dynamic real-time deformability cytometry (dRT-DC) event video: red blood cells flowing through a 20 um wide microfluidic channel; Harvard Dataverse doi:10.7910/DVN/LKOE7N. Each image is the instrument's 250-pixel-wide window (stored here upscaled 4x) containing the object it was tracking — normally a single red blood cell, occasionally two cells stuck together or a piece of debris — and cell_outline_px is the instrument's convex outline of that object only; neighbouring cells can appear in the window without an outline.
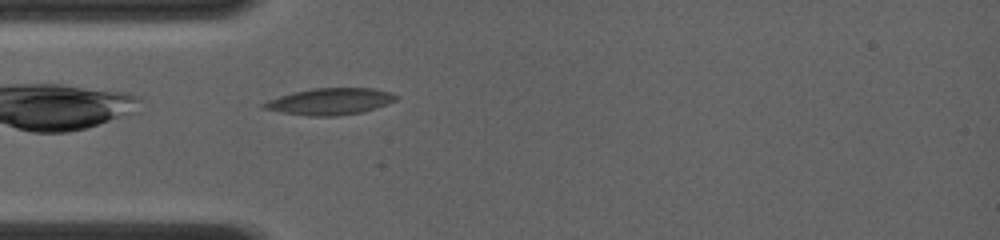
{"species": "common noctule bat (a hibernating species)", "species_latin": "Nyctalus noctula", "temperature_condition": "room temperature", "stored_images_in_passage": 14, "camera_frame_rate_fps": 4000, "um_per_image_px": 0.085, "animal": {"sex": "female", "body_mass_g": 19.0, "forearm_length_mm": 56.7}, "frame": {"image": 1, "passage_image": 3, "time_ms": 0.5, "image_size_px": [1000, 240], "cell_outline_px": [[400, 96], [396, 100], [388, 104], [364, 112], [336, 116], [308, 116], [280, 112], [264, 108], [260, 104], [268, 100], [292, 92], [312, 88], [372, 88], [392, 92]], "centroid_in_image_um": [28.09, 8.62], "position_along_channel_um": 56.9, "area_um2": 20.69}}
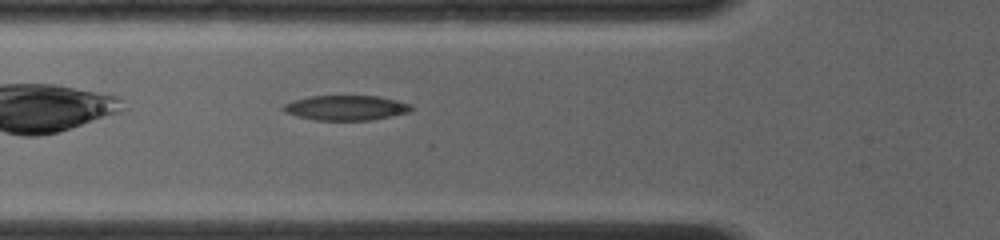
{"frame": {"image": 2, "passage_image": 7, "time_ms": 1.5, "image_size_px": [1000, 240], "cell_outline_px": [[412, 108], [408, 112], [372, 120], [316, 120], [296, 116], [284, 112], [280, 108], [284, 104], [308, 96], [380, 96], [396, 100], [408, 104]], "centroid_in_image_um": [29.35, 9.16], "position_along_channel_um": 96.4, "area_um2": 18.44}}
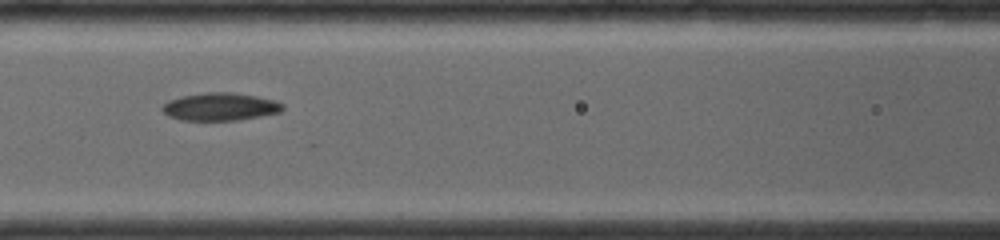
{"frame": {"image": 3, "passage_image": 12, "time_ms": 2.75, "image_size_px": [1000, 240], "cell_outline_px": [[284, 108], [280, 112], [240, 120], [180, 120], [168, 116], [160, 108], [168, 100], [184, 96], [204, 92], [232, 92], [256, 96], [276, 100], [284, 104]], "centroid_in_image_um": [18.73, 9.07], "position_along_channel_um": 147.9, "area_um2": 19.54}}